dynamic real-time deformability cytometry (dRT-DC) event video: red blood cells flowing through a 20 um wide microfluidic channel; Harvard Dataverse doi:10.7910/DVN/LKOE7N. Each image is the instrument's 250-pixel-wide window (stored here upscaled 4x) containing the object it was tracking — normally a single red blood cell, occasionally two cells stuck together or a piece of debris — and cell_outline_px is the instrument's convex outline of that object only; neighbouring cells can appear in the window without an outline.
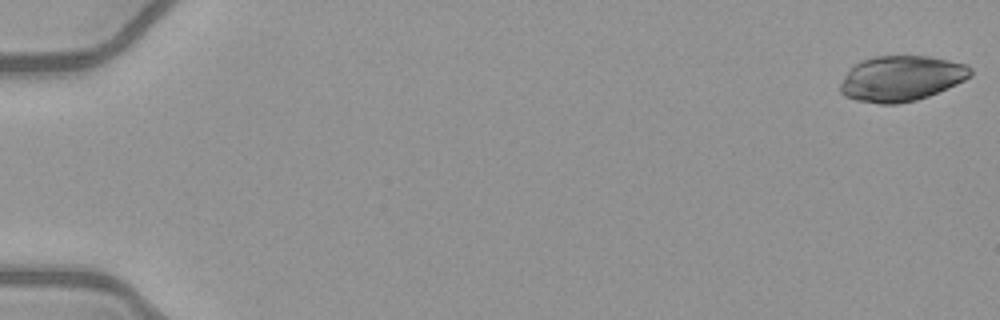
{"species": "common noctule bat (a hibernating species)", "species_latin": "Nyctalus noctula", "temperature_condition": "warm", "stored_images_in_passage": 8, "camera_frame_rate_fps": 3000, "um_per_image_px": 0.085, "animal": {"sex": "female", "body_mass_g": 21.9}, "frame": {"image": 1, "passage_image": 1, "time_ms": 0.0, "image_size_px": [1000, 320], "cell_outline_px": [[972, 76], [948, 88], [928, 96], [916, 100], [896, 104], [880, 104], [856, 100], [844, 96], [840, 92], [840, 84], [848, 72], [860, 60], [876, 56], [928, 56], [968, 64], [972, 68]], "centroid_in_image_um": [76.63, 6.67], "position_along_channel_um": 8.4, "area_um2": 34.45}}